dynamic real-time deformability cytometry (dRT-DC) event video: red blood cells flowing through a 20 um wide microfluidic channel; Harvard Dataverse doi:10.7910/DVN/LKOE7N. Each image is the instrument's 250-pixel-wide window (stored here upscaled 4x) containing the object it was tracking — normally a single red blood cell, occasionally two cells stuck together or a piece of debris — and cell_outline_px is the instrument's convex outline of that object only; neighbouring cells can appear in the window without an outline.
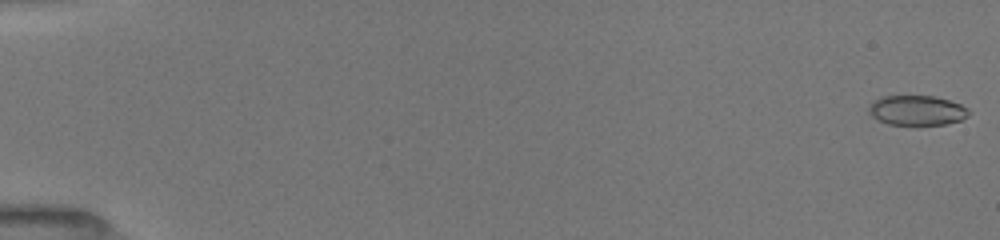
{"species": "common noctule bat (a hibernating species)", "species_latin": "Nyctalus noctula", "temperature_condition": "room temperature", "stored_images_in_passage": 28, "camera_frame_rate_fps": 3000, "um_per_image_px": 0.085, "animal": {"sex": "female", "body_mass_g": 19.5, "forearm_length_mm": 54.1}, "frame": {"image": 1, "passage_image": 1, "time_ms": 0.0, "image_size_px": [1000, 240], "cell_outline_px": [[968, 116], [960, 120], [944, 124], [888, 124], [872, 116], [868, 112], [868, 108], [872, 100], [880, 96], [936, 96], [960, 104], [968, 108]], "centroid_in_image_um": [77.9, 9.36], "position_along_channel_um": 7.1, "area_um2": 17.28}}
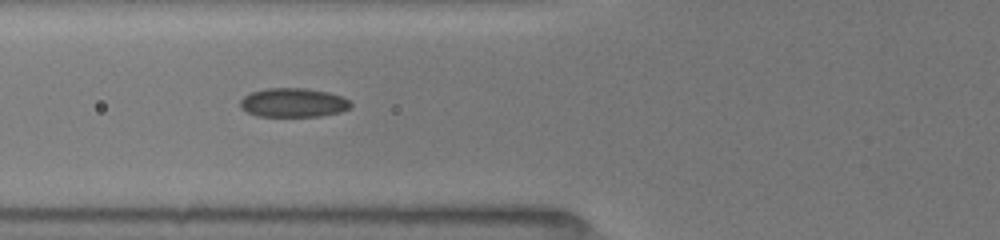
{"frame": {"image": 2, "passage_image": 21, "time_ms": 6.667, "image_size_px": [1000, 240], "cell_outline_px": [[352, 108], [340, 112], [320, 116], [256, 116], [240, 108], [240, 100], [244, 96], [252, 92], [268, 88], [304, 88], [328, 92], [340, 96], [348, 100], [352, 104]], "centroid_in_image_um": [24.93, 8.73], "position_along_channel_um": 100.9, "area_um2": 18.67}}
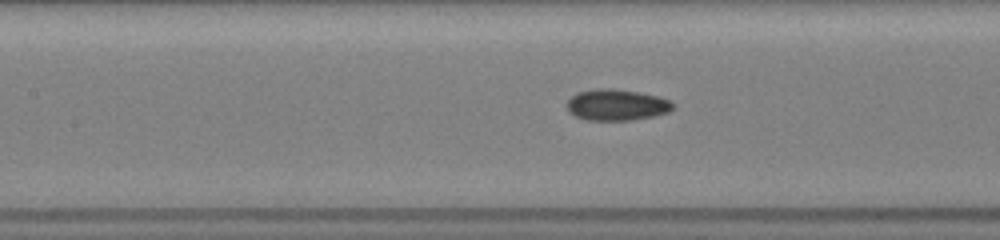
{"frame": {"image": 3, "passage_image": 25, "time_ms": 8.0, "image_size_px": [1000, 240], "cell_outline_px": [[672, 108], [668, 112], [652, 116], [632, 120], [584, 120], [568, 112], [564, 104], [576, 92], [596, 88], [612, 88], [636, 92], [656, 96], [668, 100], [672, 104]], "centroid_in_image_um": [52.31, 8.91], "position_along_channel_um": 155.1, "area_um2": 19.25}}